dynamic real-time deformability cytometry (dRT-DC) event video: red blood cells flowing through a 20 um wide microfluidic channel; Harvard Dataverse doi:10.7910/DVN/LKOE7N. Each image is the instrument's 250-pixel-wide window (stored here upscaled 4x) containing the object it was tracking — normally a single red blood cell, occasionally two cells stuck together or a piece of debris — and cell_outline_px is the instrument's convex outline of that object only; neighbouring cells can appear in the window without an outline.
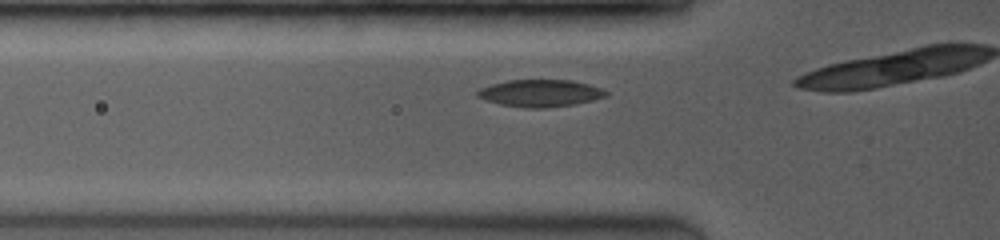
{"species": "common noctule bat (a hibernating species)", "species_latin": "Nyctalus noctula", "temperature_condition": "room temperature", "stored_images_in_passage": 5, "camera_frame_rate_fps": 3500, "um_per_image_px": 0.085, "animal": {"sex": "female", "body_mass_g": 19.0, "forearm_length_mm": 53.3}, "frame": {"image": 1, "passage_image": 3, "time_ms": 0.571, "image_size_px": [1000, 240], "cell_outline_px": [[608, 96], [576, 104], [548, 108], [524, 108], [500, 104], [476, 96], [476, 92], [480, 88], [492, 84], [508, 80], [572, 80], [588, 84], [600, 88], [608, 92]], "centroid_in_image_um": [45.93, 7.92], "position_along_channel_um": 79.9, "area_um2": 20.35}}